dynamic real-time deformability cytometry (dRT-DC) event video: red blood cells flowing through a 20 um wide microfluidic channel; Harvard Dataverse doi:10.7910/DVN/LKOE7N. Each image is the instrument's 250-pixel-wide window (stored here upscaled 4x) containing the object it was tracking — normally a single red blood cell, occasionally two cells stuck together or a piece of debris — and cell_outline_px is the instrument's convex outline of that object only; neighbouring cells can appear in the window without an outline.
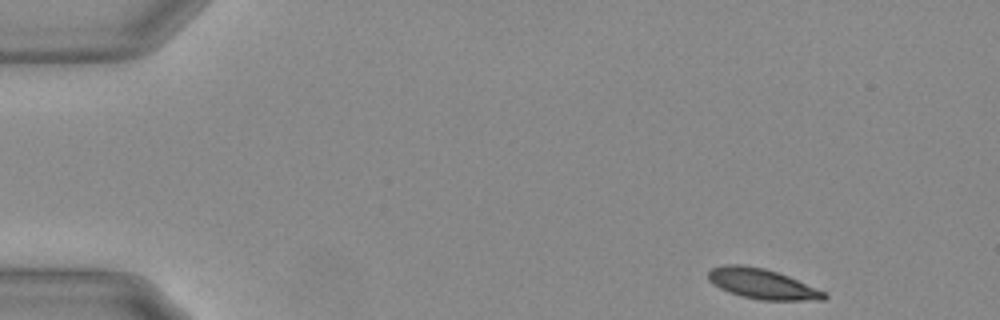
{"species": "Egyptian fruit bat (a non-hibernating species)", "species_latin": "Rousettus aegyptiacus", "temperature_condition": "warm", "stored_images_in_passage": 51, "camera_frame_rate_fps": 3000, "um_per_image_px": 0.085, "animal": {"sex": "female"}, "frame": {"image": 1, "passage_image": 1, "time_ms": 0.0, "image_size_px": [1000, 320], "cell_outline_px": [[828, 296], [824, 300], [760, 300], [740, 296], [728, 292], [712, 284], [708, 280], [708, 272], [712, 268], [724, 264], [740, 264], [764, 268], [788, 276], [828, 292]], "centroid_in_image_um": [64.79, 24.13], "position_along_channel_um": 20.2, "area_um2": 20.58}}
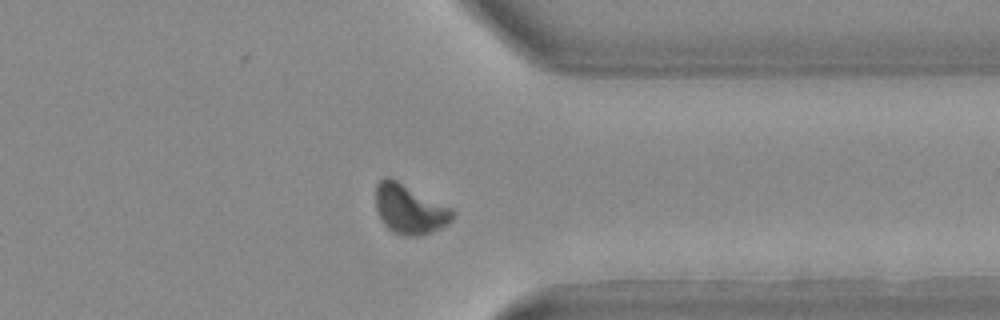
{"frame": {"image": 2, "passage_image": 39, "time_ms": 12.667, "image_size_px": [1000, 320], "cell_outline_px": [[456, 216], [448, 224], [440, 228], [420, 236], [404, 236], [392, 232], [384, 224], [376, 208], [376, 184], [384, 176], [388, 176], [452, 208], [456, 212]], "centroid_in_image_um": [34.83, 17.79], "position_along_channel_um": 376.6, "area_um2": 22.2}}
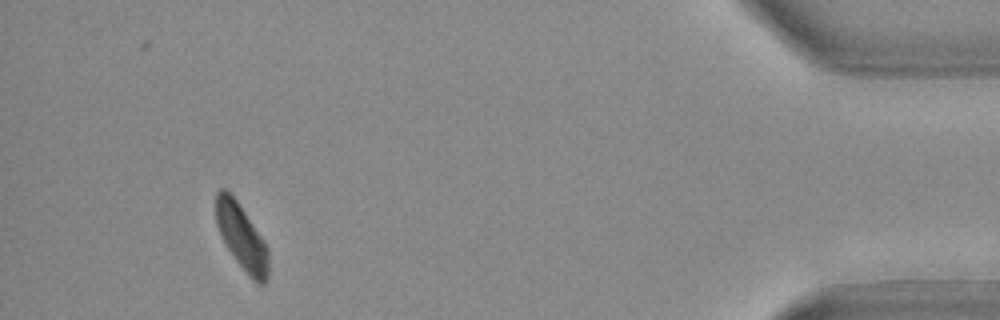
{"frame": {"image": 3, "passage_image": 47, "time_ms": 15.333, "image_size_px": [1000, 320], "cell_outline_px": [[268, 276], [264, 284], [260, 284], [252, 280], [248, 276], [236, 260], [228, 248], [216, 224], [216, 192], [220, 188], [224, 188], [236, 200], [268, 248]], "centroid_in_image_um": [20.54, 20.17], "position_along_channel_um": 414.7, "area_um2": 19.48}, "authors_computed_cell_mechanics": {"area_um2": 21.386, "velocity_mm_per_s": 3.6548, "shape_relaxation_time_tau1_ms": 4.2554, "shape_relaxation_time_tau2_ms": 1.8241, "deformation_change_tau1": 0.154, "deformation_change_tau2": 0.0691}}